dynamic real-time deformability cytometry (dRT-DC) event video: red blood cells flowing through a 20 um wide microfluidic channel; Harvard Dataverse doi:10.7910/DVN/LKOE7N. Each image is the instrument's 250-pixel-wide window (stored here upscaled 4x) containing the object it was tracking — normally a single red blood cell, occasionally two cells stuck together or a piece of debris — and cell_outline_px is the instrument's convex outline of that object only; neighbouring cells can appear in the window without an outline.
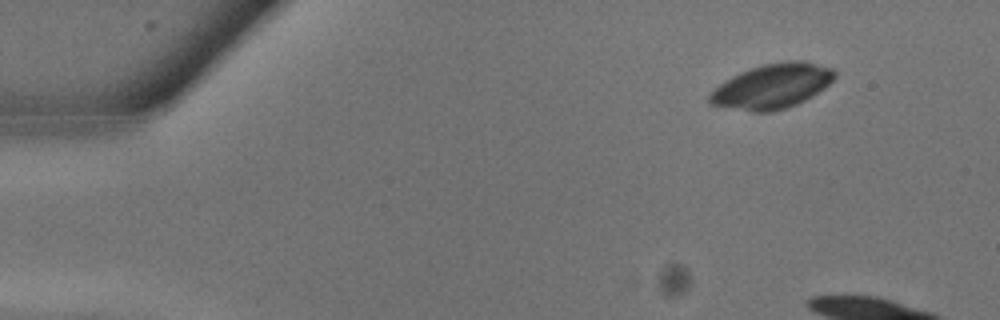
{"species": "common noctule bat (a hibernating species)", "species_latin": "Nyctalus noctula", "temperature_condition": "warm", "stored_images_in_passage": 2, "camera_frame_rate_fps": 3000, "um_per_image_px": 0.085, "animal": {"sex": "male", "body_mass_g": 13.3}, "frame": {"image": 1, "passage_image": 2, "time_ms": 0.333, "image_size_px": [1000, 320], "cell_outline_px": [[836, 76], [824, 88], [812, 96], [796, 104], [772, 112], [752, 112], [708, 104], [708, 96], [720, 84], [732, 76], [740, 72], [764, 64], [788, 60], [804, 60], [832, 68], [836, 72]], "centroid_in_image_um": [65.64, 7.32], "position_along_channel_um": 19.4, "area_um2": 32.43}}